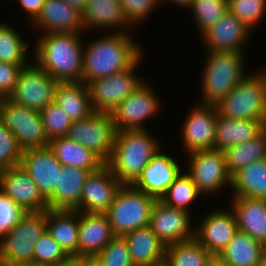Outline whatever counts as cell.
<instances>
[{"instance_id":"1","label":"cell","mask_w":266,"mask_h":266,"mask_svg":"<svg viewBox=\"0 0 266 266\" xmlns=\"http://www.w3.org/2000/svg\"><path fill=\"white\" fill-rule=\"evenodd\" d=\"M81 35L65 32L40 34L32 50V60L58 83L83 82L84 42Z\"/></svg>"},{"instance_id":"2","label":"cell","mask_w":266,"mask_h":266,"mask_svg":"<svg viewBox=\"0 0 266 266\" xmlns=\"http://www.w3.org/2000/svg\"><path fill=\"white\" fill-rule=\"evenodd\" d=\"M133 39L131 32H108L84 43L83 82L88 84L129 68L143 54L140 43Z\"/></svg>"},{"instance_id":"3","label":"cell","mask_w":266,"mask_h":266,"mask_svg":"<svg viewBox=\"0 0 266 266\" xmlns=\"http://www.w3.org/2000/svg\"><path fill=\"white\" fill-rule=\"evenodd\" d=\"M151 135L148 129L116 131L113 151L106 164L123 185H133L162 148Z\"/></svg>"},{"instance_id":"4","label":"cell","mask_w":266,"mask_h":266,"mask_svg":"<svg viewBox=\"0 0 266 266\" xmlns=\"http://www.w3.org/2000/svg\"><path fill=\"white\" fill-rule=\"evenodd\" d=\"M244 54L205 52L200 103L216 105L247 75Z\"/></svg>"},{"instance_id":"5","label":"cell","mask_w":266,"mask_h":266,"mask_svg":"<svg viewBox=\"0 0 266 266\" xmlns=\"http://www.w3.org/2000/svg\"><path fill=\"white\" fill-rule=\"evenodd\" d=\"M219 115L236 120H266V94L262 75L248 73L216 105Z\"/></svg>"},{"instance_id":"6","label":"cell","mask_w":266,"mask_h":266,"mask_svg":"<svg viewBox=\"0 0 266 266\" xmlns=\"http://www.w3.org/2000/svg\"><path fill=\"white\" fill-rule=\"evenodd\" d=\"M156 200L133 185H122L105 212L113 234L122 237L128 232L149 226Z\"/></svg>"},{"instance_id":"7","label":"cell","mask_w":266,"mask_h":266,"mask_svg":"<svg viewBox=\"0 0 266 266\" xmlns=\"http://www.w3.org/2000/svg\"><path fill=\"white\" fill-rule=\"evenodd\" d=\"M46 231V211L28 212L0 240V262L14 266H33L35 243Z\"/></svg>"},{"instance_id":"8","label":"cell","mask_w":266,"mask_h":266,"mask_svg":"<svg viewBox=\"0 0 266 266\" xmlns=\"http://www.w3.org/2000/svg\"><path fill=\"white\" fill-rule=\"evenodd\" d=\"M142 58L143 54L129 68L87 84L94 112L112 113L123 100L142 85L144 82L142 77L135 73Z\"/></svg>"},{"instance_id":"9","label":"cell","mask_w":266,"mask_h":266,"mask_svg":"<svg viewBox=\"0 0 266 266\" xmlns=\"http://www.w3.org/2000/svg\"><path fill=\"white\" fill-rule=\"evenodd\" d=\"M0 119L14 134L23 151L49 146L50 140L40 112L21 106L9 98H1Z\"/></svg>"},{"instance_id":"10","label":"cell","mask_w":266,"mask_h":266,"mask_svg":"<svg viewBox=\"0 0 266 266\" xmlns=\"http://www.w3.org/2000/svg\"><path fill=\"white\" fill-rule=\"evenodd\" d=\"M186 174L203 195L219 193L231 187L232 177L227 171L224 153L221 150H198L188 153Z\"/></svg>"},{"instance_id":"11","label":"cell","mask_w":266,"mask_h":266,"mask_svg":"<svg viewBox=\"0 0 266 266\" xmlns=\"http://www.w3.org/2000/svg\"><path fill=\"white\" fill-rule=\"evenodd\" d=\"M115 134L111 113L93 112L86 119L74 121L66 137L92 150L106 163L113 151Z\"/></svg>"},{"instance_id":"12","label":"cell","mask_w":266,"mask_h":266,"mask_svg":"<svg viewBox=\"0 0 266 266\" xmlns=\"http://www.w3.org/2000/svg\"><path fill=\"white\" fill-rule=\"evenodd\" d=\"M57 84L58 82L46 70L32 61L20 71L9 99L28 109L41 112L54 102Z\"/></svg>"},{"instance_id":"13","label":"cell","mask_w":266,"mask_h":266,"mask_svg":"<svg viewBox=\"0 0 266 266\" xmlns=\"http://www.w3.org/2000/svg\"><path fill=\"white\" fill-rule=\"evenodd\" d=\"M161 100L155 91L143 82L111 113L116 131L147 129L145 123L160 112ZM145 122V123H144Z\"/></svg>"},{"instance_id":"14","label":"cell","mask_w":266,"mask_h":266,"mask_svg":"<svg viewBox=\"0 0 266 266\" xmlns=\"http://www.w3.org/2000/svg\"><path fill=\"white\" fill-rule=\"evenodd\" d=\"M252 29L227 10L223 16L202 34L205 51L246 53Z\"/></svg>"},{"instance_id":"15","label":"cell","mask_w":266,"mask_h":266,"mask_svg":"<svg viewBox=\"0 0 266 266\" xmlns=\"http://www.w3.org/2000/svg\"><path fill=\"white\" fill-rule=\"evenodd\" d=\"M184 119L181 140L185 153L215 149V125L218 115L215 105L198 103Z\"/></svg>"},{"instance_id":"16","label":"cell","mask_w":266,"mask_h":266,"mask_svg":"<svg viewBox=\"0 0 266 266\" xmlns=\"http://www.w3.org/2000/svg\"><path fill=\"white\" fill-rule=\"evenodd\" d=\"M191 213L164 204L157 199L150 215L149 227L166 246L194 238Z\"/></svg>"},{"instance_id":"17","label":"cell","mask_w":266,"mask_h":266,"mask_svg":"<svg viewBox=\"0 0 266 266\" xmlns=\"http://www.w3.org/2000/svg\"><path fill=\"white\" fill-rule=\"evenodd\" d=\"M122 183L105 163L98 170L90 172L82 189L79 207L82 213H105L114 202Z\"/></svg>"},{"instance_id":"18","label":"cell","mask_w":266,"mask_h":266,"mask_svg":"<svg viewBox=\"0 0 266 266\" xmlns=\"http://www.w3.org/2000/svg\"><path fill=\"white\" fill-rule=\"evenodd\" d=\"M195 227V239L212 255L218 254L228 245L237 232V221L232 210L213 209Z\"/></svg>"},{"instance_id":"19","label":"cell","mask_w":266,"mask_h":266,"mask_svg":"<svg viewBox=\"0 0 266 266\" xmlns=\"http://www.w3.org/2000/svg\"><path fill=\"white\" fill-rule=\"evenodd\" d=\"M0 190L26 212H42L48 209L47 200L37 184L20 165L0 171Z\"/></svg>"},{"instance_id":"20","label":"cell","mask_w":266,"mask_h":266,"mask_svg":"<svg viewBox=\"0 0 266 266\" xmlns=\"http://www.w3.org/2000/svg\"><path fill=\"white\" fill-rule=\"evenodd\" d=\"M20 166L37 184L42 196L48 200L58 184L62 164L56 159L52 149L47 147L24 150Z\"/></svg>"},{"instance_id":"21","label":"cell","mask_w":266,"mask_h":266,"mask_svg":"<svg viewBox=\"0 0 266 266\" xmlns=\"http://www.w3.org/2000/svg\"><path fill=\"white\" fill-rule=\"evenodd\" d=\"M161 148L143 169L133 186L156 199H160L175 179L184 172L175 158Z\"/></svg>"},{"instance_id":"22","label":"cell","mask_w":266,"mask_h":266,"mask_svg":"<svg viewBox=\"0 0 266 266\" xmlns=\"http://www.w3.org/2000/svg\"><path fill=\"white\" fill-rule=\"evenodd\" d=\"M29 25L41 34L84 31L82 13L64 0H45L40 14Z\"/></svg>"},{"instance_id":"23","label":"cell","mask_w":266,"mask_h":266,"mask_svg":"<svg viewBox=\"0 0 266 266\" xmlns=\"http://www.w3.org/2000/svg\"><path fill=\"white\" fill-rule=\"evenodd\" d=\"M82 22L84 31L88 29L89 31L111 29L110 33H130L131 31L119 0H86Z\"/></svg>"},{"instance_id":"24","label":"cell","mask_w":266,"mask_h":266,"mask_svg":"<svg viewBox=\"0 0 266 266\" xmlns=\"http://www.w3.org/2000/svg\"><path fill=\"white\" fill-rule=\"evenodd\" d=\"M114 237L105 213L79 212L78 256H97Z\"/></svg>"},{"instance_id":"25","label":"cell","mask_w":266,"mask_h":266,"mask_svg":"<svg viewBox=\"0 0 266 266\" xmlns=\"http://www.w3.org/2000/svg\"><path fill=\"white\" fill-rule=\"evenodd\" d=\"M126 241L134 266H162L166 245L149 226L138 228L122 236Z\"/></svg>"},{"instance_id":"26","label":"cell","mask_w":266,"mask_h":266,"mask_svg":"<svg viewBox=\"0 0 266 266\" xmlns=\"http://www.w3.org/2000/svg\"><path fill=\"white\" fill-rule=\"evenodd\" d=\"M90 174L89 170L62 166L58 184L47 200L48 209L75 211L79 207L82 189Z\"/></svg>"},{"instance_id":"27","label":"cell","mask_w":266,"mask_h":266,"mask_svg":"<svg viewBox=\"0 0 266 266\" xmlns=\"http://www.w3.org/2000/svg\"><path fill=\"white\" fill-rule=\"evenodd\" d=\"M231 199L230 208L238 230L262 244L266 243V200L247 197Z\"/></svg>"},{"instance_id":"28","label":"cell","mask_w":266,"mask_h":266,"mask_svg":"<svg viewBox=\"0 0 266 266\" xmlns=\"http://www.w3.org/2000/svg\"><path fill=\"white\" fill-rule=\"evenodd\" d=\"M266 126V120H236L217 115L215 149L224 151L257 136Z\"/></svg>"},{"instance_id":"29","label":"cell","mask_w":266,"mask_h":266,"mask_svg":"<svg viewBox=\"0 0 266 266\" xmlns=\"http://www.w3.org/2000/svg\"><path fill=\"white\" fill-rule=\"evenodd\" d=\"M47 231L68 256H78L79 212L46 210Z\"/></svg>"},{"instance_id":"30","label":"cell","mask_w":266,"mask_h":266,"mask_svg":"<svg viewBox=\"0 0 266 266\" xmlns=\"http://www.w3.org/2000/svg\"><path fill=\"white\" fill-rule=\"evenodd\" d=\"M54 102L73 122L86 119L94 112L88 86L84 82L58 83Z\"/></svg>"},{"instance_id":"31","label":"cell","mask_w":266,"mask_h":266,"mask_svg":"<svg viewBox=\"0 0 266 266\" xmlns=\"http://www.w3.org/2000/svg\"><path fill=\"white\" fill-rule=\"evenodd\" d=\"M49 147L62 166H72L93 172L105 164L92 150L66 136L50 140Z\"/></svg>"},{"instance_id":"32","label":"cell","mask_w":266,"mask_h":266,"mask_svg":"<svg viewBox=\"0 0 266 266\" xmlns=\"http://www.w3.org/2000/svg\"><path fill=\"white\" fill-rule=\"evenodd\" d=\"M231 198H254L266 200V159L255 161L232 177Z\"/></svg>"},{"instance_id":"33","label":"cell","mask_w":266,"mask_h":266,"mask_svg":"<svg viewBox=\"0 0 266 266\" xmlns=\"http://www.w3.org/2000/svg\"><path fill=\"white\" fill-rule=\"evenodd\" d=\"M262 248V243L237 230L217 257L230 266H260Z\"/></svg>"},{"instance_id":"34","label":"cell","mask_w":266,"mask_h":266,"mask_svg":"<svg viewBox=\"0 0 266 266\" xmlns=\"http://www.w3.org/2000/svg\"><path fill=\"white\" fill-rule=\"evenodd\" d=\"M231 177L247 165L266 159V127L254 138L223 151Z\"/></svg>"},{"instance_id":"35","label":"cell","mask_w":266,"mask_h":266,"mask_svg":"<svg viewBox=\"0 0 266 266\" xmlns=\"http://www.w3.org/2000/svg\"><path fill=\"white\" fill-rule=\"evenodd\" d=\"M215 255L195 239L166 246L165 266H210Z\"/></svg>"},{"instance_id":"36","label":"cell","mask_w":266,"mask_h":266,"mask_svg":"<svg viewBox=\"0 0 266 266\" xmlns=\"http://www.w3.org/2000/svg\"><path fill=\"white\" fill-rule=\"evenodd\" d=\"M19 33L13 26L0 21V61L17 65L31 63L27 60L29 43Z\"/></svg>"},{"instance_id":"37","label":"cell","mask_w":266,"mask_h":266,"mask_svg":"<svg viewBox=\"0 0 266 266\" xmlns=\"http://www.w3.org/2000/svg\"><path fill=\"white\" fill-rule=\"evenodd\" d=\"M201 195L193 181L184 171L168 187L166 193L160 200L168 206L191 213V203L195 202Z\"/></svg>"},{"instance_id":"38","label":"cell","mask_w":266,"mask_h":266,"mask_svg":"<svg viewBox=\"0 0 266 266\" xmlns=\"http://www.w3.org/2000/svg\"><path fill=\"white\" fill-rule=\"evenodd\" d=\"M193 13L197 29L202 34L228 10L227 0H192L187 8Z\"/></svg>"},{"instance_id":"39","label":"cell","mask_w":266,"mask_h":266,"mask_svg":"<svg viewBox=\"0 0 266 266\" xmlns=\"http://www.w3.org/2000/svg\"><path fill=\"white\" fill-rule=\"evenodd\" d=\"M68 255L46 231L35 243L33 266H58Z\"/></svg>"},{"instance_id":"40","label":"cell","mask_w":266,"mask_h":266,"mask_svg":"<svg viewBox=\"0 0 266 266\" xmlns=\"http://www.w3.org/2000/svg\"><path fill=\"white\" fill-rule=\"evenodd\" d=\"M227 6L252 31L266 13V0H227Z\"/></svg>"},{"instance_id":"41","label":"cell","mask_w":266,"mask_h":266,"mask_svg":"<svg viewBox=\"0 0 266 266\" xmlns=\"http://www.w3.org/2000/svg\"><path fill=\"white\" fill-rule=\"evenodd\" d=\"M49 140L64 137L73 123L70 117L55 103H50L40 112Z\"/></svg>"},{"instance_id":"42","label":"cell","mask_w":266,"mask_h":266,"mask_svg":"<svg viewBox=\"0 0 266 266\" xmlns=\"http://www.w3.org/2000/svg\"><path fill=\"white\" fill-rule=\"evenodd\" d=\"M23 150L0 119V171L20 165Z\"/></svg>"},{"instance_id":"43","label":"cell","mask_w":266,"mask_h":266,"mask_svg":"<svg viewBox=\"0 0 266 266\" xmlns=\"http://www.w3.org/2000/svg\"><path fill=\"white\" fill-rule=\"evenodd\" d=\"M103 266H134L123 237L115 236L97 255Z\"/></svg>"},{"instance_id":"44","label":"cell","mask_w":266,"mask_h":266,"mask_svg":"<svg viewBox=\"0 0 266 266\" xmlns=\"http://www.w3.org/2000/svg\"><path fill=\"white\" fill-rule=\"evenodd\" d=\"M21 206L0 190V240L27 214Z\"/></svg>"},{"instance_id":"45","label":"cell","mask_w":266,"mask_h":266,"mask_svg":"<svg viewBox=\"0 0 266 266\" xmlns=\"http://www.w3.org/2000/svg\"><path fill=\"white\" fill-rule=\"evenodd\" d=\"M127 23L132 27L143 22L159 5V0H119Z\"/></svg>"},{"instance_id":"46","label":"cell","mask_w":266,"mask_h":266,"mask_svg":"<svg viewBox=\"0 0 266 266\" xmlns=\"http://www.w3.org/2000/svg\"><path fill=\"white\" fill-rule=\"evenodd\" d=\"M27 65L0 61V98H9L15 89L20 71Z\"/></svg>"},{"instance_id":"47","label":"cell","mask_w":266,"mask_h":266,"mask_svg":"<svg viewBox=\"0 0 266 266\" xmlns=\"http://www.w3.org/2000/svg\"><path fill=\"white\" fill-rule=\"evenodd\" d=\"M19 2L18 4L26 11L27 16H29L30 24L37 18L40 14L45 0H15Z\"/></svg>"},{"instance_id":"48","label":"cell","mask_w":266,"mask_h":266,"mask_svg":"<svg viewBox=\"0 0 266 266\" xmlns=\"http://www.w3.org/2000/svg\"><path fill=\"white\" fill-rule=\"evenodd\" d=\"M58 266H86V256H68Z\"/></svg>"},{"instance_id":"49","label":"cell","mask_w":266,"mask_h":266,"mask_svg":"<svg viewBox=\"0 0 266 266\" xmlns=\"http://www.w3.org/2000/svg\"><path fill=\"white\" fill-rule=\"evenodd\" d=\"M67 2L70 6L77 9L81 13L83 12L86 4V0H64Z\"/></svg>"},{"instance_id":"50","label":"cell","mask_w":266,"mask_h":266,"mask_svg":"<svg viewBox=\"0 0 266 266\" xmlns=\"http://www.w3.org/2000/svg\"><path fill=\"white\" fill-rule=\"evenodd\" d=\"M163 1H166L165 3L169 2L170 4L177 5L182 9L188 8L192 2V0H159L160 4H162L161 2Z\"/></svg>"},{"instance_id":"51","label":"cell","mask_w":266,"mask_h":266,"mask_svg":"<svg viewBox=\"0 0 266 266\" xmlns=\"http://www.w3.org/2000/svg\"><path fill=\"white\" fill-rule=\"evenodd\" d=\"M86 266H103L97 256H86Z\"/></svg>"},{"instance_id":"52","label":"cell","mask_w":266,"mask_h":266,"mask_svg":"<svg viewBox=\"0 0 266 266\" xmlns=\"http://www.w3.org/2000/svg\"><path fill=\"white\" fill-rule=\"evenodd\" d=\"M210 266H230V265L223 262L219 257L215 256Z\"/></svg>"},{"instance_id":"53","label":"cell","mask_w":266,"mask_h":266,"mask_svg":"<svg viewBox=\"0 0 266 266\" xmlns=\"http://www.w3.org/2000/svg\"><path fill=\"white\" fill-rule=\"evenodd\" d=\"M260 266H266V243L263 244Z\"/></svg>"},{"instance_id":"54","label":"cell","mask_w":266,"mask_h":266,"mask_svg":"<svg viewBox=\"0 0 266 266\" xmlns=\"http://www.w3.org/2000/svg\"><path fill=\"white\" fill-rule=\"evenodd\" d=\"M259 73L262 75L263 82L265 84V94H266V68L264 67L263 70H258Z\"/></svg>"},{"instance_id":"55","label":"cell","mask_w":266,"mask_h":266,"mask_svg":"<svg viewBox=\"0 0 266 266\" xmlns=\"http://www.w3.org/2000/svg\"><path fill=\"white\" fill-rule=\"evenodd\" d=\"M0 266H14V265H10V264H6V263H3V262H0Z\"/></svg>"}]
</instances>
